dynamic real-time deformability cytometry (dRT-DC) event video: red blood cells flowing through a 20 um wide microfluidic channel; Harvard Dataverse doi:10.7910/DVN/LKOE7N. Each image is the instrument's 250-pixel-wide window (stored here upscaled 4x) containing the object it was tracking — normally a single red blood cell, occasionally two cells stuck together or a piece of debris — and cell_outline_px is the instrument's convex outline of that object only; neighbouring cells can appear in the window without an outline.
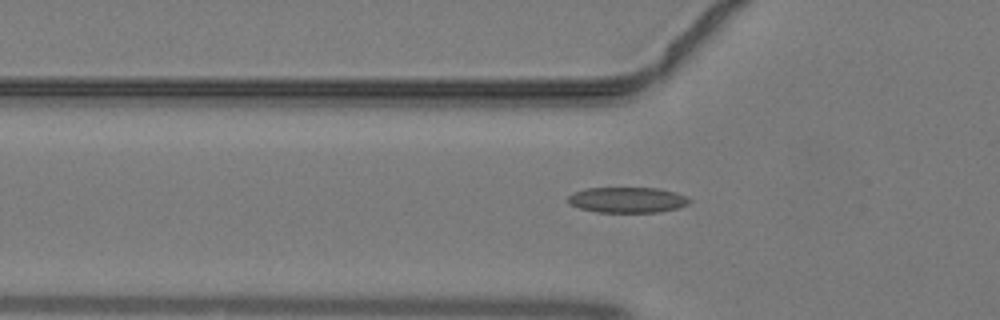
{"species": "common noctule bat (a hibernating species)", "species_latin": "Nyctalus noctula", "temperature_condition": "warm", "stored_images_in_passage": 29, "camera_frame_rate_fps": 3000, "um_per_image_px": 0.085, "animal": {"sex": "male", "body_mass_g": 19.2, "forearm_length_mm": 51.8}, "frame": {"image": 1, "passage_image": 2, "time_ms": 0.333, "image_size_px": [1000, 320], "cell_outline_px": [[692, 200], [688, 204], [680, 208], [660, 212], [596, 212], [580, 208], [568, 204], [568, 196], [572, 192], [584, 188], [660, 188], [676, 192], [688, 196]], "centroid_in_image_um": [53.35, 16.99], "position_along_channel_um": 72.4, "area_um2": 18.44}}
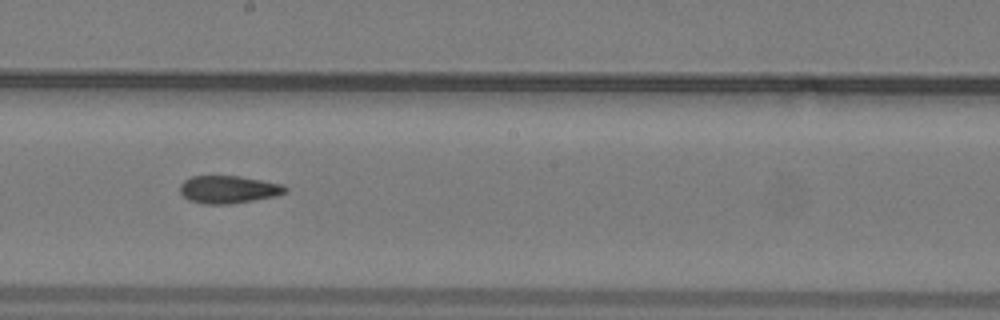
{"frame": {"image": 2, "passage_image": 12, "time_ms": 3.667, "image_size_px": [1000, 320], "cell_outline_px": [[288, 192], [276, 196], [228, 204], [204, 204], [188, 200], [180, 192], [180, 184], [184, 180], [192, 176], [240, 176], [284, 184], [288, 188]], "centroid_in_image_um": [19.44, 16.1], "position_along_channel_um": 228.8, "area_um2": 17.05}}
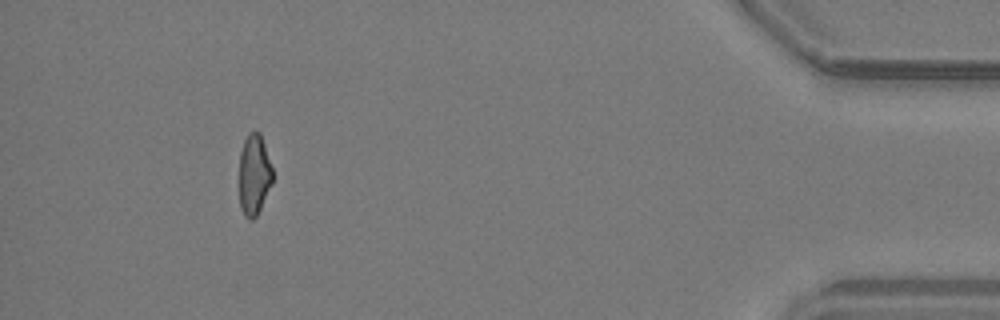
{"frame": {"image": 3, "passage_image": 28, "time_ms": 9.0, "image_size_px": [1000, 320], "cell_outline_px": [[272, 184], [256, 216], [252, 220], [248, 220], [244, 216], [240, 204], [240, 152], [244, 140], [248, 132], [260, 132], [272, 168]], "centroid_in_image_um": [21.59, 14.85], "position_along_channel_um": 413.6, "area_um2": 15.55}}